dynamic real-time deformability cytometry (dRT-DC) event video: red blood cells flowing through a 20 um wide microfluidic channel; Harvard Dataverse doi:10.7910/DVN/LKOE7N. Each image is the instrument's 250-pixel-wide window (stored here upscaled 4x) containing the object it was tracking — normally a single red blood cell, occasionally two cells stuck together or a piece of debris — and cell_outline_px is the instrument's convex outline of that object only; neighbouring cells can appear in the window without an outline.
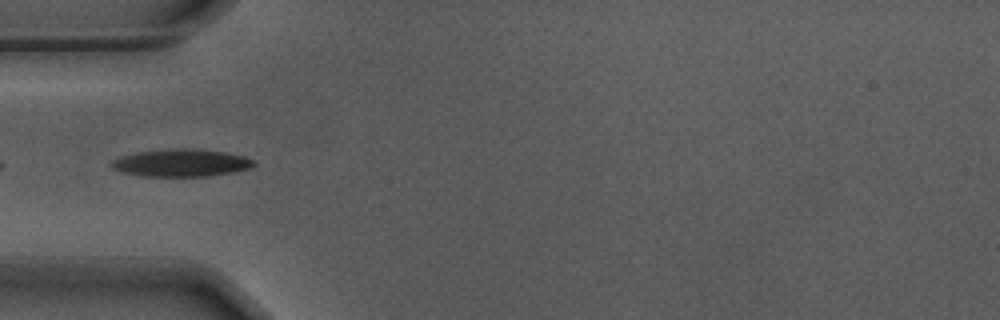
{"species": "Egyptian fruit bat (a non-hibernating species)", "species_latin": "Rousettus aegyptiacus", "temperature_condition": "warm", "stored_images_in_passage": 36, "camera_frame_rate_fps": 3000, "um_per_image_px": 0.085, "animal": {"sex": "male"}, "frame": {"image": 1, "passage_image": 1, "time_ms": 0.0, "image_size_px": [1000, 320], "cell_outline_px": [[256, 164], [252, 168], [236, 172], [208, 176], [140, 176], [124, 172], [112, 168], [112, 160], [120, 156], [140, 152], [172, 148], [184, 148], [224, 152], [244, 156], [252, 160]], "centroid_in_image_um": [15.43, 13.85], "position_along_channel_um": 69.6, "area_um2": 22.66}}
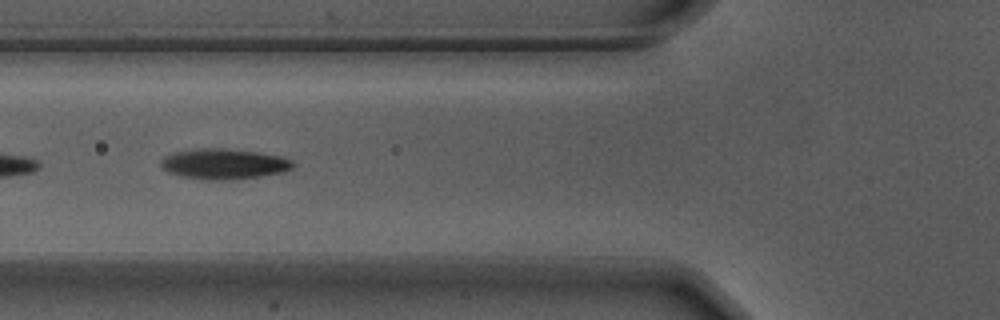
{"frame": {"image": 2, "passage_image": 4, "time_ms": 1.0, "image_size_px": [1000, 320], "cell_outline_px": [[296, 164], [292, 168], [284, 172], [260, 176], [228, 180], [208, 180], [180, 176], [168, 172], [160, 164], [160, 160], [164, 156], [176, 152], [196, 148], [224, 148], [256, 152], [280, 156], [292, 160]], "centroid_in_image_um": [19.03, 13.93], "position_along_channel_um": 106.8, "area_um2": 23.47}}
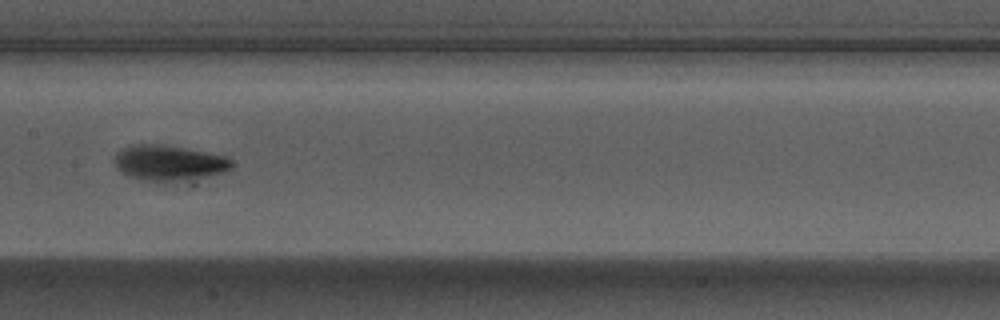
{"frame": {"image": 3, "passage_image": 11, "time_ms": 3.333, "image_size_px": [1000, 320], "cell_outline_px": [[236, 164], [232, 168], [224, 172], [192, 184], [156, 184], [140, 180], [128, 176], [120, 172], [116, 168], [112, 160], [112, 156], [116, 152], [132, 144], [160, 144], [224, 156], [236, 160]], "centroid_in_image_um": [14.39, 13.94], "position_along_channel_um": 193.0, "area_um2": 26.07}, "authors_computed_cell_mechanics": {"area_um2": 21.964, "velocity_mm_per_s": 3.6941, "shape_relaxation_time_tau1_ms": 1.7101, "shape_relaxation_time_tau2_ms": 2.2254, "deformation_change_tau1": 0.1541, "deformation_change_tau2": 0.0828}}